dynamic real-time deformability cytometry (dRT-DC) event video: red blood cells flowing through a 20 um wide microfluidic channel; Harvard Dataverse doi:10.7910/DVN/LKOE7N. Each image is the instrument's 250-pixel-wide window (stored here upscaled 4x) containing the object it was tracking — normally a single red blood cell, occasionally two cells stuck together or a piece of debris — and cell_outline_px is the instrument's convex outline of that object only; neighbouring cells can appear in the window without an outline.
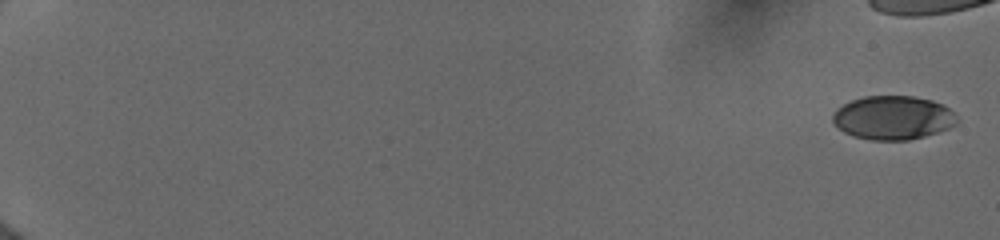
{"species": "human", "species_latin": "Homo sapiens", "temperature_condition": "cold", "stored_images_in_passage": 17, "camera_frame_rate_fps": 3000, "um_per_image_px": 0.085, "donor": {"sex": "female"}, "frame": {"image": 1, "passage_image": 1, "time_ms": 0.0, "image_size_px": [1000, 240], "cell_outline_px": [[956, 124], [948, 128], [924, 136], [908, 140], [872, 140], [852, 136], [844, 132], [832, 120], [832, 116], [836, 108], [852, 100], [864, 96], [912, 96], [932, 100], [944, 104], [956, 116]], "centroid_in_image_um": [75.89, 10.0], "position_along_channel_um": 9.1, "area_um2": 31.56}}
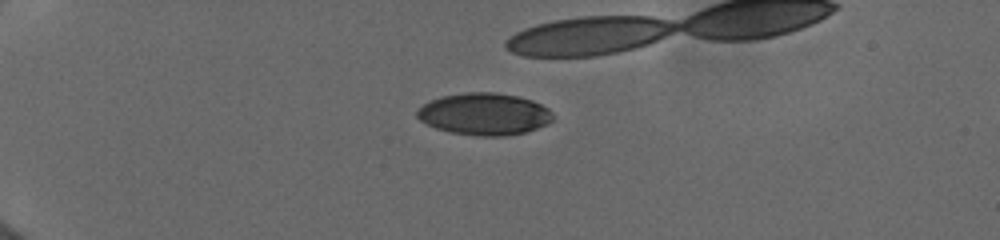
{"frame": {"image": 2, "passage_image": 11, "time_ms": 5.0, "image_size_px": [1000, 240], "cell_outline_px": [[552, 120], [548, 124], [524, 132], [504, 136], [480, 136], [452, 132], [436, 128], [420, 120], [416, 116], [416, 112], [424, 104], [440, 96], [464, 92], [496, 92], [516, 96], [532, 100], [548, 108], [552, 112]], "centroid_in_image_um": [41.17, 9.68], "position_along_channel_um": 43.8, "area_um2": 33.06}}
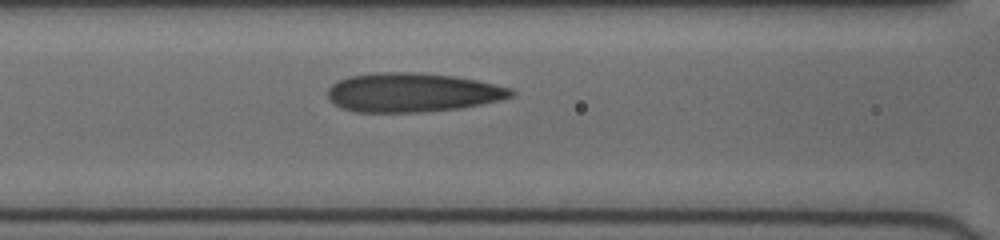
{"frame": {"image": 3, "passage_image": 17, "time_ms": 9.667, "image_size_px": [1000, 240], "cell_outline_px": [[516, 92], [512, 96], [480, 104], [460, 108], [420, 112], [356, 112], [340, 108], [328, 100], [328, 88], [332, 84], [348, 76], [380, 72], [416, 72], [456, 76], [476, 80], [512, 88]], "centroid_in_image_um": [35.01, 7.86], "position_along_channel_um": 131.6, "area_um2": 41.79}}